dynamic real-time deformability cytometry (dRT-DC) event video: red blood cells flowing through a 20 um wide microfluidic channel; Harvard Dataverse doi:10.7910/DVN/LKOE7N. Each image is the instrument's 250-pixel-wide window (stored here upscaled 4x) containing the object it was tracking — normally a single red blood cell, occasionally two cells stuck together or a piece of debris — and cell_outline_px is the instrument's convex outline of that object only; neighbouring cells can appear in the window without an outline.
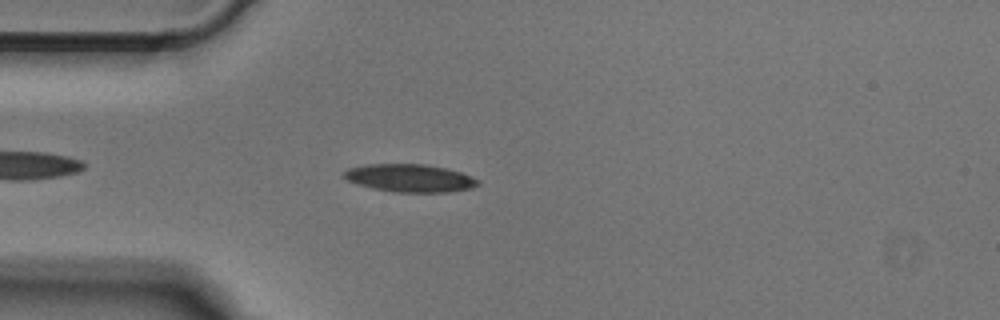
{"species": "Egyptian fruit bat (a non-hibernating species)", "species_latin": "Rousettus aegyptiacus", "temperature_condition": "cold", "stored_images_in_passage": 42, "camera_frame_rate_fps": 3000, "um_per_image_px": 0.085, "animal": {"sex": "male"}, "frame": {"image": 1, "passage_image": 5, "time_ms": 1.333, "image_size_px": [1000, 320], "cell_outline_px": [[480, 184], [472, 188], [448, 192], [392, 192], [372, 188], [356, 184], [348, 180], [340, 172], [348, 168], [368, 164], [424, 164], [444, 168], [460, 172], [472, 176], [480, 180]], "centroid_in_image_um": [34.83, 15.14], "position_along_channel_um": 50.2, "area_um2": 21.85}}
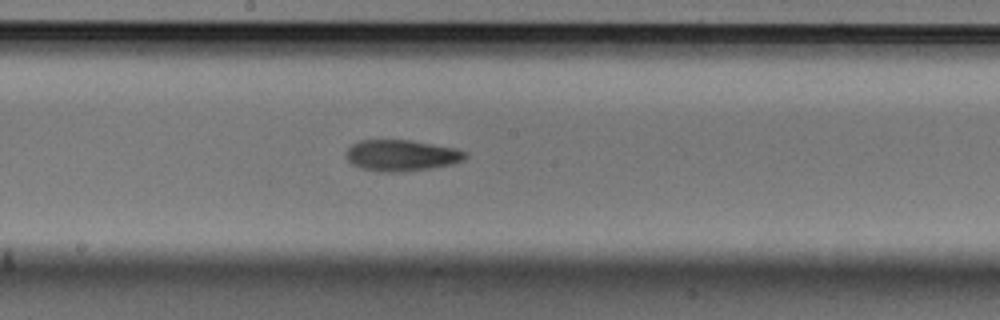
{"frame": {"image": 2, "passage_image": 18, "time_ms": 5.667, "image_size_px": [1000, 320], "cell_outline_px": [[468, 156], [464, 160], [452, 164], [432, 168], [400, 172], [380, 172], [360, 168], [352, 164], [348, 160], [348, 148], [352, 144], [360, 140], [412, 140], [456, 148], [468, 152]], "centroid_in_image_um": [34.17, 13.21], "position_along_channel_um": 214.0, "area_um2": 21.79}}
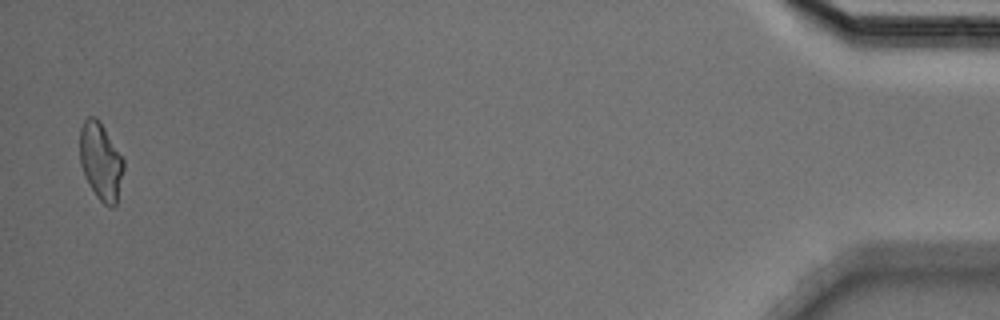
{"frame": {"image": 3, "passage_image": 41, "time_ms": 13.333, "image_size_px": [1000, 320], "cell_outline_px": [[124, 168], [116, 204], [112, 208], [108, 208], [96, 196], [84, 176], [80, 164], [80, 128], [84, 120], [88, 116], [96, 116], [104, 128], [124, 160]], "centroid_in_image_um": [8.55, 13.72], "position_along_channel_um": 426.6, "area_um2": 19.71}}